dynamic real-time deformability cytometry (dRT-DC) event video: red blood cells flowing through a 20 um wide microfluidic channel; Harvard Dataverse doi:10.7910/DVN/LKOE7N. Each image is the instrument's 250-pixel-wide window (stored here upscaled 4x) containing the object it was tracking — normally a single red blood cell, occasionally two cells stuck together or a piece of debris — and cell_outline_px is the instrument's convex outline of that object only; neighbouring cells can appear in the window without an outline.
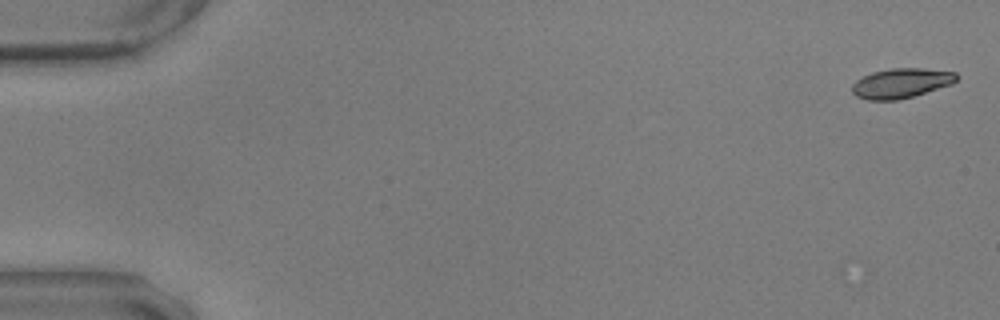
{"species": "common noctule bat (a hibernating species)", "species_latin": "Nyctalus noctula", "temperature_condition": "warm", "stored_images_in_passage": 57, "camera_frame_rate_fps": 3000, "um_per_image_px": 0.085, "animal": {"sex": "male", "body_mass_g": 17.9, "forearm_length_mm": 54.2}, "frame": {"image": 1, "passage_image": 1, "time_ms": 0.0, "image_size_px": [1000, 320], "cell_outline_px": [[960, 76], [952, 84], [912, 96], [896, 100], [868, 100], [856, 96], [852, 92], [852, 84], [856, 80], [872, 72], [892, 68], [924, 68], [956, 72]], "centroid_in_image_um": [76.61, 7.06], "position_along_channel_um": 8.4, "area_um2": 18.09}}
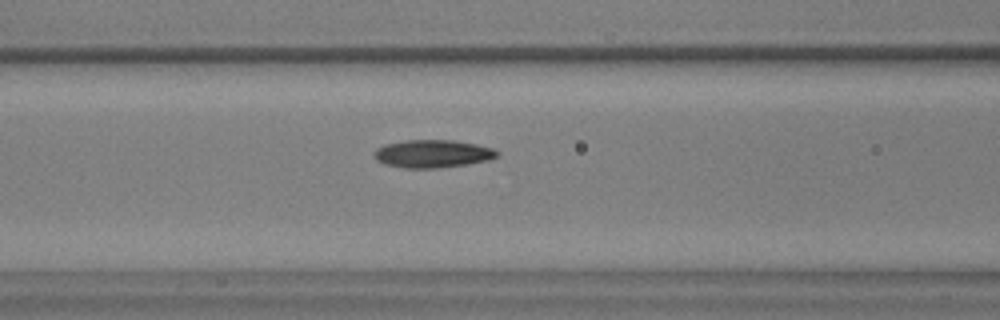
{"frame": {"image": 2, "passage_image": 24, "time_ms": 7.667, "image_size_px": [1000, 320], "cell_outline_px": [[500, 152], [496, 156], [488, 160], [464, 164], [436, 168], [404, 168], [384, 164], [376, 160], [372, 152], [376, 148], [384, 144], [404, 140], [452, 140], [476, 144], [492, 148]], "centroid_in_image_um": [36.71, 13.06], "position_along_channel_um": 129.9, "area_um2": 19.94}}
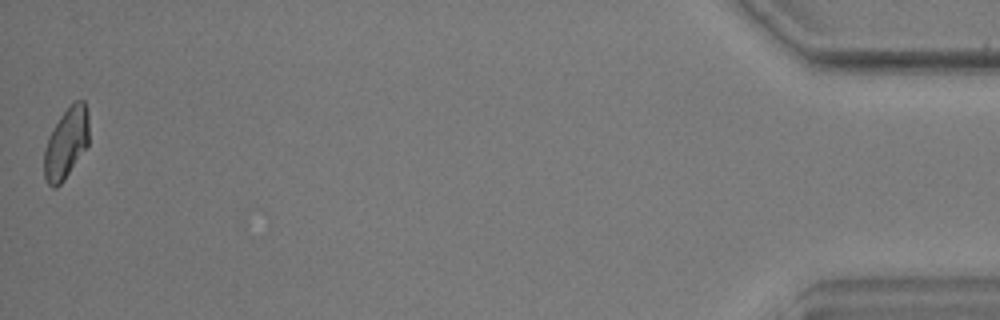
{"frame": {"image": 3, "passage_image": 57, "time_ms": 18.667, "image_size_px": [1000, 320], "cell_outline_px": [[88, 144], [64, 180], [56, 188], [52, 188], [48, 184], [44, 176], [44, 152], [48, 136], [60, 116], [76, 100], [84, 100], [88, 112]], "centroid_in_image_um": [5.61, 12.18], "position_along_channel_um": 429.6, "area_um2": 18.32}, "authors_computed_cell_mechanics": {"area_um2": 19.1896, "velocity_mm_per_s": 3.5272, "shape_relaxation_time_tau1_ms": 4.2234, "shape_relaxation_time_tau2_ms": 3.7534, "deformation_change_tau1": 0.1442, "deformation_change_tau2": 0.0925}}